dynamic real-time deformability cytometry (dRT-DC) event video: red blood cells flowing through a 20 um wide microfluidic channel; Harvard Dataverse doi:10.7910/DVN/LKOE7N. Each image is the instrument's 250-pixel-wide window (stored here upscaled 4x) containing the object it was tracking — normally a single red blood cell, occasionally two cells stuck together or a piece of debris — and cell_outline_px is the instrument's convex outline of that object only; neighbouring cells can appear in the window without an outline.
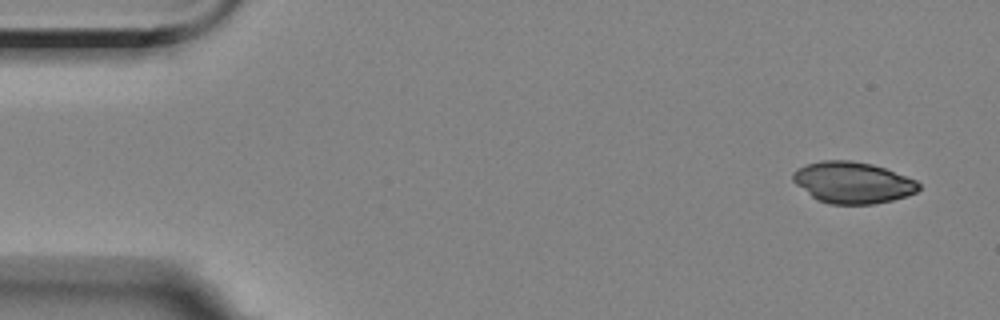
{"species": "Egyptian fruit bat (a non-hibernating species)", "species_latin": "Rousettus aegyptiacus", "temperature_condition": "room temperature", "stored_images_in_passage": 4, "camera_frame_rate_fps": 3000, "um_per_image_px": 0.085, "animal": {"sex": "female"}, "frame": {"image": 1, "passage_image": 1, "time_ms": 0.0, "image_size_px": [1000, 320], "cell_outline_px": [[920, 188], [916, 192], [908, 196], [876, 204], [828, 204], [816, 200], [796, 184], [792, 180], [792, 172], [796, 168], [820, 160], [852, 160], [872, 164], [884, 168], [916, 180], [920, 184]], "centroid_in_image_um": [72.46, 15.52], "position_along_channel_um": 12.5, "area_um2": 30.58}}